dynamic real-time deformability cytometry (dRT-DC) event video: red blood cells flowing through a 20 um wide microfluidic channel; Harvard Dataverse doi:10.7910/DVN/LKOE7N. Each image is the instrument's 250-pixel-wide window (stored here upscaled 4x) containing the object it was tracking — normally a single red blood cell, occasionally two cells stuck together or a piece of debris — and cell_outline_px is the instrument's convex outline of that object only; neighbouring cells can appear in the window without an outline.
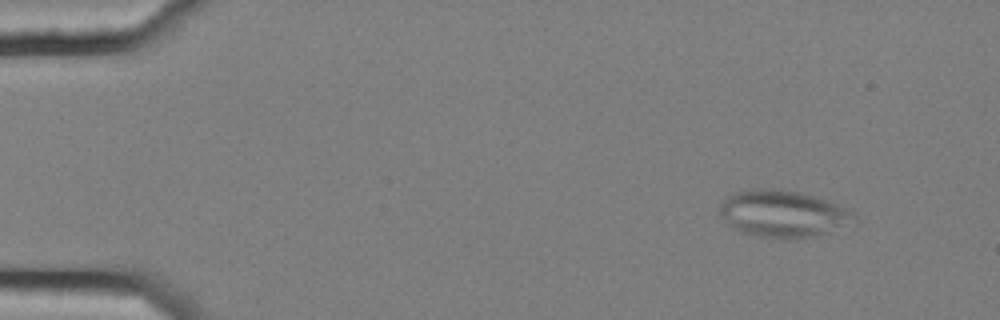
{"species": "common noctule bat (a hibernating species)", "species_latin": "Nyctalus noctula", "temperature_condition": "cold", "stored_images_in_passage": 5, "camera_frame_rate_fps": 3000, "um_per_image_px": 0.085, "animal": {"sex": "female", "body_mass_g": 25.1}, "frame": {"image": 1, "passage_image": 1, "time_ms": 0.0, "image_size_px": [1000, 320], "cell_outline_px": [[856, 220], [816, 236], [760, 236], [740, 232], [728, 224], [720, 216], [720, 204], [728, 196], [736, 192], [752, 188], [772, 188], [800, 192], [852, 208], [856, 212]], "centroid_in_image_um": [66.55, 18.12], "position_along_channel_um": 18.4, "area_um2": 36.13}}